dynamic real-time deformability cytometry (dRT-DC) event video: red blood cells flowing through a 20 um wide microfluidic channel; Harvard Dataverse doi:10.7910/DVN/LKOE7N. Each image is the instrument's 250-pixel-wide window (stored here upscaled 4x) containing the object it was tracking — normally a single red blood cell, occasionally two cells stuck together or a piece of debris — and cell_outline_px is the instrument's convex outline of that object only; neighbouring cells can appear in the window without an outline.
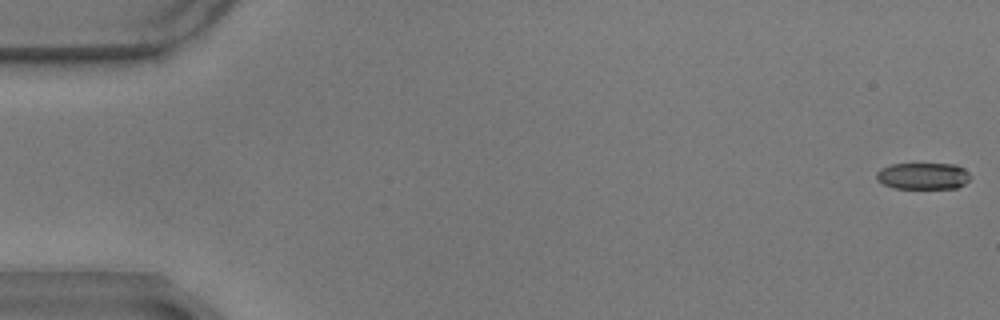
{"species": "common noctule bat (a hibernating species)", "species_latin": "Nyctalus noctula", "temperature_condition": "warm", "stored_images_in_passage": 58, "camera_frame_rate_fps": 3000, "um_per_image_px": 0.085, "animal": {"sex": "male", "body_mass_g": 17.9}, "frame": {"image": 1, "passage_image": 1, "time_ms": 0.0, "image_size_px": [1000, 320], "cell_outline_px": [[972, 176], [964, 184], [956, 188], [892, 188], [876, 180], [876, 172], [880, 168], [892, 164], [956, 164], [964, 168]], "centroid_in_image_um": [78.45, 14.95], "position_along_channel_um": 6.5, "area_um2": 14.68}}
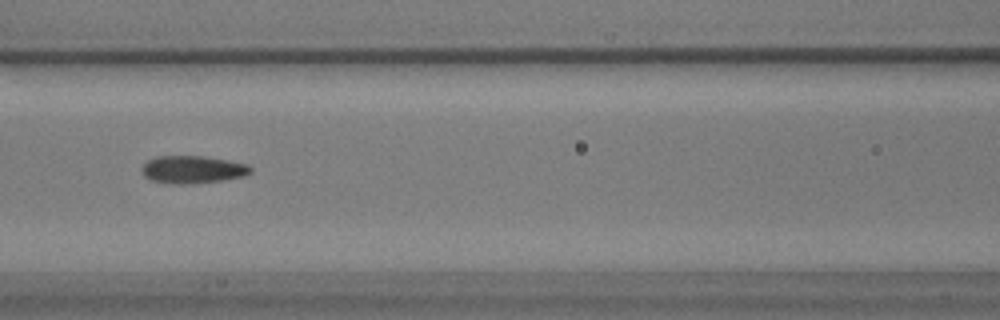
{"frame": {"image": 2, "passage_image": 26, "time_ms": 8.333, "image_size_px": [1000, 320], "cell_outline_px": [[252, 172], [244, 176], [224, 180], [192, 184], [172, 184], [152, 180], [144, 176], [144, 164], [148, 160], [156, 156], [204, 156], [228, 160], [248, 164], [252, 168]], "centroid_in_image_um": [16.43, 14.41], "position_along_channel_um": 150.2, "area_um2": 17.51}}
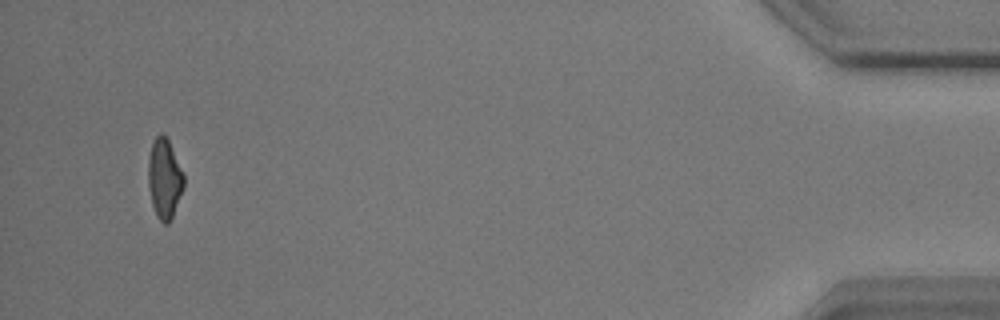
{"frame": {"image": 3, "passage_image": 56, "time_ms": 18.333, "image_size_px": [1000, 320], "cell_outline_px": [[184, 188], [172, 216], [168, 224], [164, 224], [156, 216], [152, 204], [148, 184], [148, 160], [152, 144], [156, 136], [160, 132], [164, 132], [184, 172]], "centroid_in_image_um": [13.98, 15.16], "position_along_channel_um": 421.2, "area_um2": 16.65}, "authors_computed_cell_mechanics": {"area_um2": 17.0221, "velocity_mm_per_s": 3.4842, "shape_relaxation_time_tau1_ms": 6.6005, "shape_relaxation_time_tau2_ms": 2.0168, "deformation_change_tau1": 0.1904, "deformation_change_tau2": 0.0983}}